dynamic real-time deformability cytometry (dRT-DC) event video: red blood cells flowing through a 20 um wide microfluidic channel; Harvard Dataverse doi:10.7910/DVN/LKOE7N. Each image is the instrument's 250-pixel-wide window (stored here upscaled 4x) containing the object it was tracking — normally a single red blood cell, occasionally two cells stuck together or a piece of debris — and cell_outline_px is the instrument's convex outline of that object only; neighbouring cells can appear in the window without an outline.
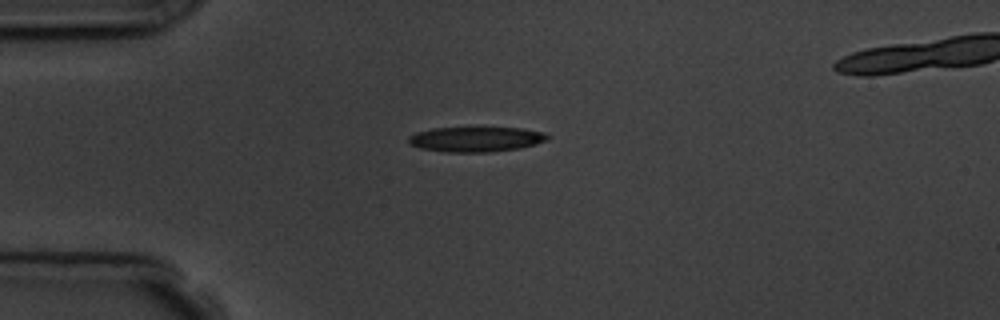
{"species": "common noctule bat (a hibernating species)", "species_latin": "Nyctalus noctula", "temperature_condition": "room temperature", "stored_images_in_passage": 3, "camera_frame_rate_fps": 3000, "um_per_image_px": 0.085, "animal": {"sex": "male", "body_mass_g": 19.5, "forearm_length_mm": 54.6}, "frame": {"image": 1, "passage_image": 1, "time_ms": 0.0, "image_size_px": [1000, 320], "cell_outline_px": [[552, 136], [548, 140], [536, 144], [520, 148], [488, 152], [444, 152], [420, 148], [408, 144], [408, 136], [416, 132], [432, 128], [524, 128], [544, 132]], "centroid_in_image_um": [40.47, 11.83], "position_along_channel_um": 44.5, "area_um2": 20.46}}